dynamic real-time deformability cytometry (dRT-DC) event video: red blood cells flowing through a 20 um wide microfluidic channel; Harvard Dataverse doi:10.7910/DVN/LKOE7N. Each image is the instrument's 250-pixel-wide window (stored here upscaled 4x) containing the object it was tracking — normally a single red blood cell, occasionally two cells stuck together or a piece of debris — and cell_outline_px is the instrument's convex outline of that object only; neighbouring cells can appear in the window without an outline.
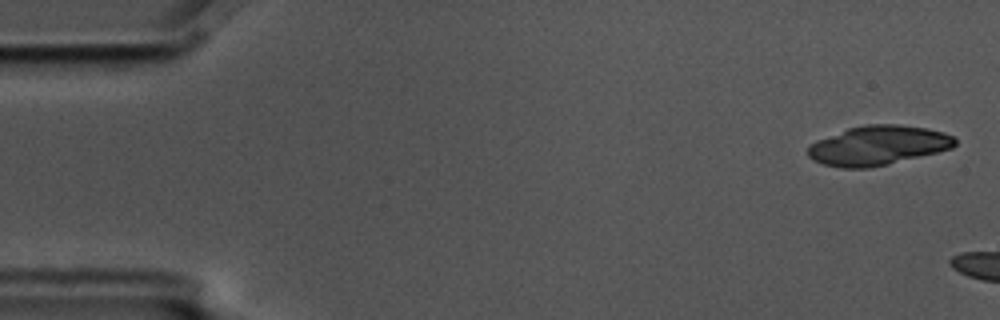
{"species": "common noctule bat (a hibernating species)", "species_latin": "Nyctalus noctula", "temperature_condition": "cold", "stored_images_in_passage": 2, "camera_frame_rate_fps": 3000, "um_per_image_px": 0.085, "animal": {"sex": "male", "body_mass_g": 17.5, "forearm_length_mm": 52.3}, "frame": {"image": 1, "passage_image": 1, "time_ms": 0.0, "image_size_px": [1000, 320], "cell_outline_px": [[956, 144], [952, 148], [936, 152], [868, 168], [840, 168], [824, 164], [808, 156], [808, 148], [816, 140], [848, 128], [864, 124], [900, 124], [928, 128], [944, 132], [952, 136], [956, 140]], "centroid_in_image_um": [74.63, 12.34], "position_along_channel_um": 10.4, "area_um2": 33.47}}